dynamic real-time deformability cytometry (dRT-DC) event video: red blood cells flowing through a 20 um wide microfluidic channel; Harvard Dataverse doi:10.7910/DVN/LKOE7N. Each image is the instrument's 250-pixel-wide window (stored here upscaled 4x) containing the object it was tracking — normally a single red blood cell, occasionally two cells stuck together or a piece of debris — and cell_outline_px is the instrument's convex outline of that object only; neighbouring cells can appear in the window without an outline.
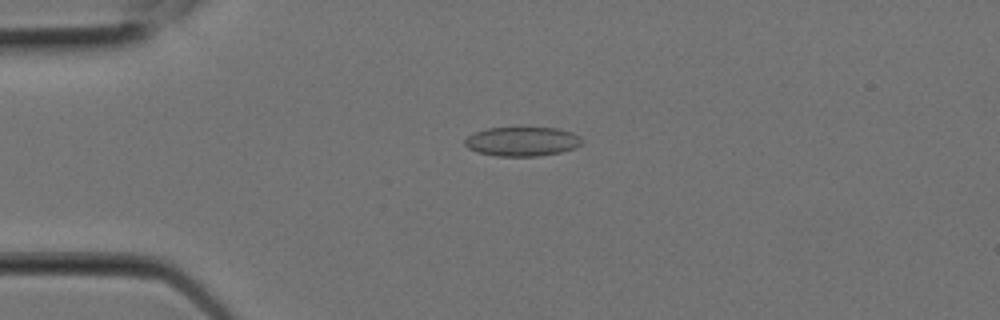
{"species": "Egyptian fruit bat (a non-hibernating species)", "species_latin": "Rousettus aegyptiacus", "temperature_condition": "room temperature", "stored_images_in_passage": 4, "camera_frame_rate_fps": 3000, "um_per_image_px": 0.085, "animal": {"sex": "female"}, "frame": {"image": 1, "passage_image": 3, "time_ms": 0.667, "image_size_px": [1000, 320], "cell_outline_px": [[584, 140], [576, 148], [560, 152], [540, 156], [496, 156], [476, 152], [468, 148], [464, 144], [464, 140], [468, 136], [476, 132], [488, 128], [556, 128], [572, 132], [580, 136]], "centroid_in_image_um": [44.4, 12.03], "position_along_channel_um": 40.6, "area_um2": 20.0}}